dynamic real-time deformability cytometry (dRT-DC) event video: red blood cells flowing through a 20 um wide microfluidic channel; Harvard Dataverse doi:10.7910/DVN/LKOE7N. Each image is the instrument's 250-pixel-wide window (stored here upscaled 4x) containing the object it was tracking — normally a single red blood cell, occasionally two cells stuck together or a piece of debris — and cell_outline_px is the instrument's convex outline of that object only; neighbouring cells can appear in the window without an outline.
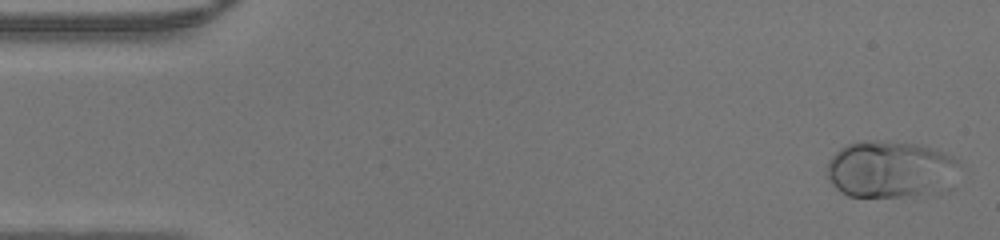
{"species": "human", "species_latin": "Homo sapiens", "temperature_condition": "warm", "stored_images_in_passage": 46, "camera_frame_rate_fps": 3000, "um_per_image_px": 0.085, "donor": {"sex": "male"}, "frame": {"image": 1, "passage_image": 1, "time_ms": 0.0, "image_size_px": [1000, 240], "cell_outline_px": [[956, 164], [920, 192], [908, 196], [848, 196], [840, 192], [832, 184], [828, 176], [828, 160], [840, 148], [848, 144], [868, 140], [888, 140], [924, 144], [944, 152], [952, 156], [956, 160]], "centroid_in_image_um": [75.36, 14.28], "position_along_channel_um": 9.6, "area_um2": 41.04}}
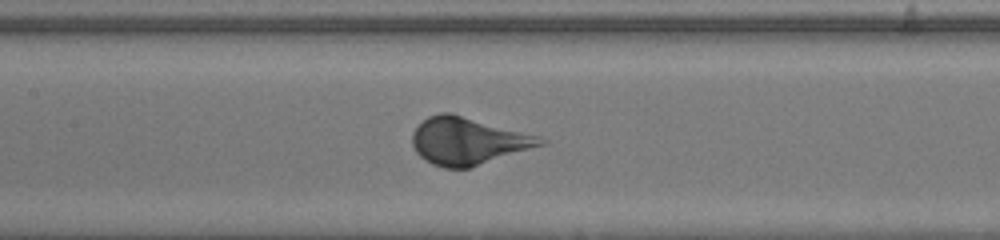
{"frame": {"image": 2, "passage_image": 21, "time_ms": 6.667, "image_size_px": [1000, 240], "cell_outline_px": [[548, 144], [468, 168], [444, 168], [432, 164], [420, 156], [416, 152], [412, 144], [412, 132], [428, 116], [440, 112], [452, 112], [540, 136], [548, 140]], "centroid_in_image_um": [39.81, 11.97], "position_along_channel_um": 167.6, "area_um2": 35.55}}
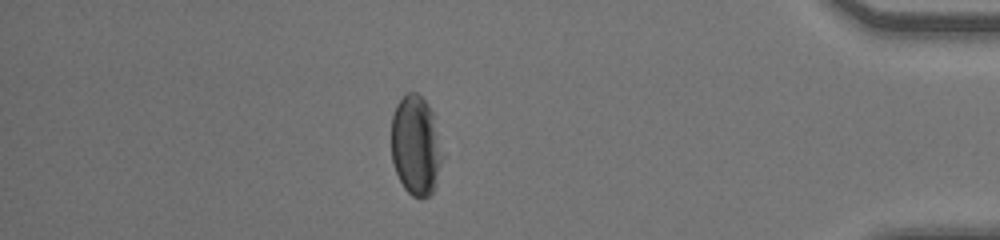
{"frame": {"image": 3, "passage_image": 40, "time_ms": 13.0, "image_size_px": [1000, 240], "cell_outline_px": [[444, 156], [436, 184], [432, 192], [428, 196], [420, 200], [412, 196], [404, 188], [396, 172], [392, 160], [392, 116], [396, 104], [408, 92], [416, 92], [428, 104], [432, 112]], "centroid_in_image_um": [35.36, 12.4], "position_along_channel_um": 399.8, "area_um2": 29.82}}